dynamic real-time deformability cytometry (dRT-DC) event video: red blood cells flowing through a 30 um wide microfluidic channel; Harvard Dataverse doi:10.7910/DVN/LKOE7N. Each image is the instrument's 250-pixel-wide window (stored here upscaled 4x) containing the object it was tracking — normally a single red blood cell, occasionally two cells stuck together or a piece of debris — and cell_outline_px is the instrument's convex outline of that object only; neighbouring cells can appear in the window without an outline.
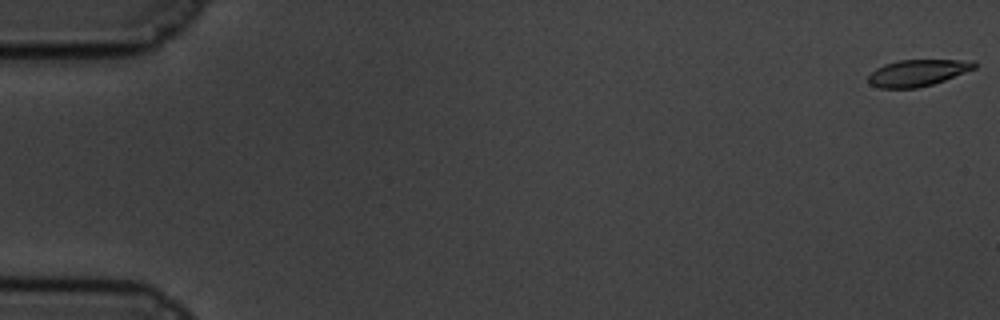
{"species": "common noctule bat (a hibernating species)", "species_latin": "Nyctalus noctula", "temperature_condition": "cold", "stored_images_in_passage": 60, "camera_frame_rate_fps": 3000, "um_per_image_px": 0.085, "animal": {"sex": "male", "body_mass_g": 19.5, "forearm_length_mm": 54.6}, "frame": {"image": 1, "passage_image": 1, "time_ms": 0.0, "image_size_px": [1000, 320], "cell_outline_px": [[976, 68], [944, 80], [932, 84], [916, 88], [880, 88], [868, 84], [868, 76], [876, 68], [884, 64], [900, 60], [972, 60], [976, 64]], "centroid_in_image_um": [77.97, 6.19], "position_along_channel_um": 7.0, "area_um2": 16.36}}
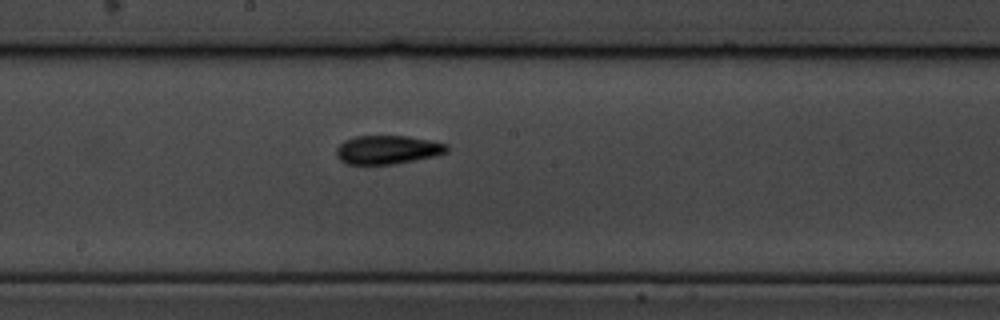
{"frame": {"image": 2, "passage_image": 33, "time_ms": 10.667, "image_size_px": [1000, 320], "cell_outline_px": [[448, 152], [436, 156], [396, 164], [348, 164], [340, 160], [336, 156], [336, 148], [344, 140], [356, 136], [408, 136], [432, 140], [448, 144]], "centroid_in_image_um": [32.97, 12.72], "position_along_channel_um": 215.2, "area_um2": 18.67}}
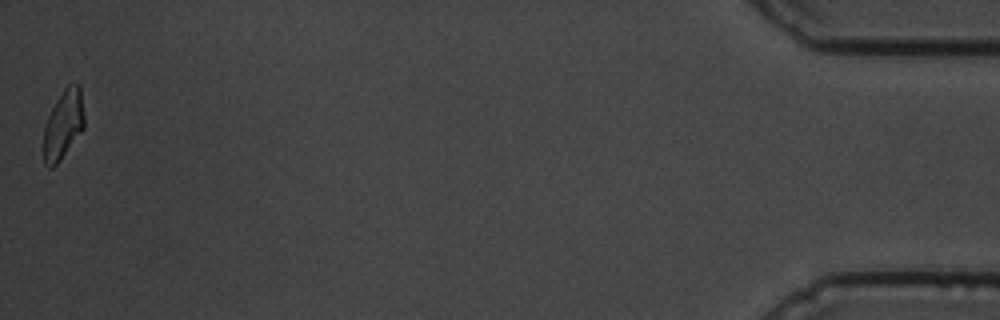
{"frame": {"image": 3, "passage_image": 60, "time_ms": 19.667, "image_size_px": [1000, 320], "cell_outline_px": [[84, 128], [60, 160], [52, 168], [48, 168], [44, 164], [44, 128], [48, 116], [56, 100], [64, 88], [68, 84], [80, 84], [84, 116]], "centroid_in_image_um": [5.38, 10.58], "position_along_channel_um": 429.8, "area_um2": 16.24}, "authors_computed_cell_mechanics": {"area_um2": 17.6001, "velocity_mm_per_s": 3.3884, "shape_relaxation_time_tau1_ms": 4.6915, "shape_relaxation_time_tau2_ms": 4.2008, "deformation_change_tau1": 0.1394, "deformation_change_tau2": 0.0909}}